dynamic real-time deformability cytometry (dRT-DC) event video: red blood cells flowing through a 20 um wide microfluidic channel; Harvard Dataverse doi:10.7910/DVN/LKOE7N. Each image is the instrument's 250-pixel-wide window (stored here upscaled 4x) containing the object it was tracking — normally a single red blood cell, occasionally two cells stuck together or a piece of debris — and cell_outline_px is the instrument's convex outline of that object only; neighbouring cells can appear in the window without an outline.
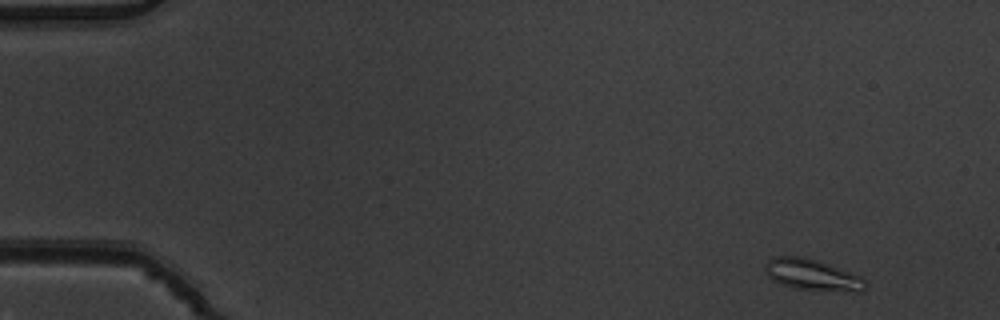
{"species": "common noctule bat (a hibernating species)", "species_latin": "Nyctalus noctula", "temperature_condition": "warm", "stored_images_in_passage": 5, "camera_frame_rate_fps": 3000, "um_per_image_px": 0.085, "animal": {"sex": "male", "body_mass_g": 19.5, "forearm_length_mm": 54.6}, "frame": {"image": 1, "passage_image": 1, "time_ms": 0.0, "image_size_px": [1000, 320], "cell_outline_px": [[868, 284], [864, 292], [856, 292], [792, 288], [780, 284], [772, 280], [764, 272], [764, 264], [768, 260], [776, 256], [804, 256], [828, 264], [860, 276]], "centroid_in_image_um": [69.02, 23.36], "position_along_channel_um": 16.0, "area_um2": 18.38}}
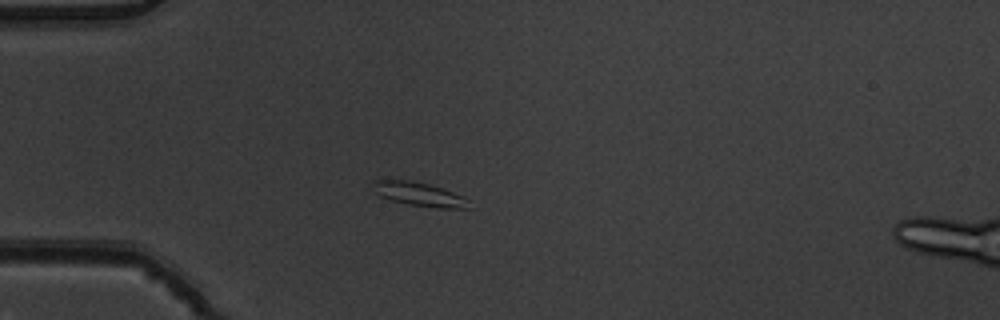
{"frame": {"image": 2, "passage_image": 4, "time_ms": 1.0, "image_size_px": [1000, 320], "cell_outline_px": [[468, 208], [436, 208], [408, 204], [392, 200], [380, 196], [372, 192], [376, 180], [412, 180], [428, 184], [464, 196], [468, 200]], "centroid_in_image_um": [35.62, 16.51], "position_along_channel_um": 49.4, "area_um2": 13.12}}